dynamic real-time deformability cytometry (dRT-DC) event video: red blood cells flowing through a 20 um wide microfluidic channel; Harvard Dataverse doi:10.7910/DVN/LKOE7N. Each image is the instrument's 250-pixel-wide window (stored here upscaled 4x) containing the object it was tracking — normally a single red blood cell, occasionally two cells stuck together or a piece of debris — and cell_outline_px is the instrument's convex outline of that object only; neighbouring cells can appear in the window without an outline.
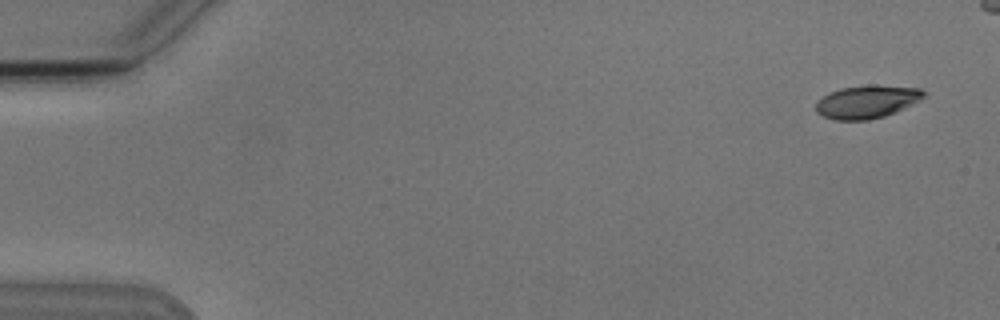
{"species": "Egyptian fruit bat (a non-hibernating species)", "species_latin": "Rousettus aegyptiacus", "temperature_condition": "cold", "stored_images_in_passage": 4, "camera_frame_rate_fps": 3000, "um_per_image_px": 0.085, "animal": {"sex": "male"}, "frame": {"image": 1, "passage_image": 1, "time_ms": 0.0, "image_size_px": [1000, 320], "cell_outline_px": [[924, 96], [904, 108], [896, 112], [884, 116], [868, 120], [836, 120], [824, 116], [816, 112], [816, 100], [828, 92], [840, 88], [872, 84], [920, 88], [924, 92]], "centroid_in_image_um": [73.64, 8.64], "position_along_channel_um": 11.4, "area_um2": 20.75}}